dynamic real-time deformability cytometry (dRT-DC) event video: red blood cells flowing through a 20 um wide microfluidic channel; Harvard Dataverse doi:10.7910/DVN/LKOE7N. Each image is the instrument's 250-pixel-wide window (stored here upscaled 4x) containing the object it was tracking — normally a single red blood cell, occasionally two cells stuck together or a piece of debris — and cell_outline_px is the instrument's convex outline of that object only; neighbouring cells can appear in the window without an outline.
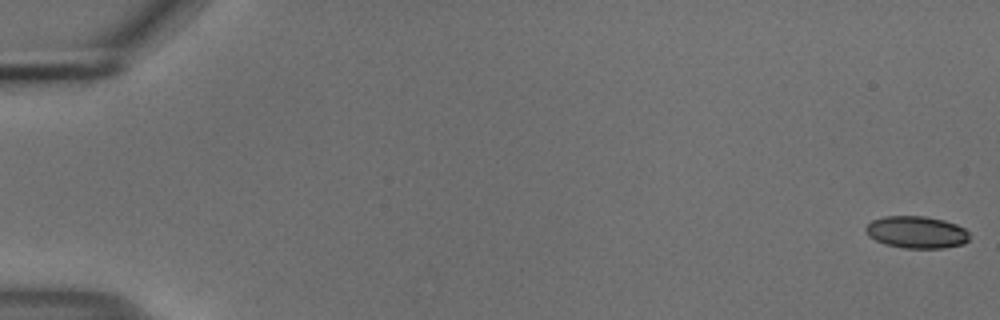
{"species": "common noctule bat (a hibernating species)", "species_latin": "Nyctalus noctula", "temperature_condition": "cold", "stored_images_in_passage": 18, "camera_frame_rate_fps": 3000, "um_per_image_px": 0.085, "animal": {"sex": "male", "body_mass_g": 18.8}, "frame": {"image": 1, "passage_image": 1, "time_ms": 0.0, "image_size_px": [1000, 320], "cell_outline_px": [[968, 240], [964, 244], [944, 248], [904, 248], [884, 244], [868, 236], [864, 228], [872, 220], [884, 216], [924, 216], [944, 220], [956, 224], [964, 228], [968, 232]], "centroid_in_image_um": [77.89, 19.74], "position_along_channel_um": 7.1, "area_um2": 19.48}}
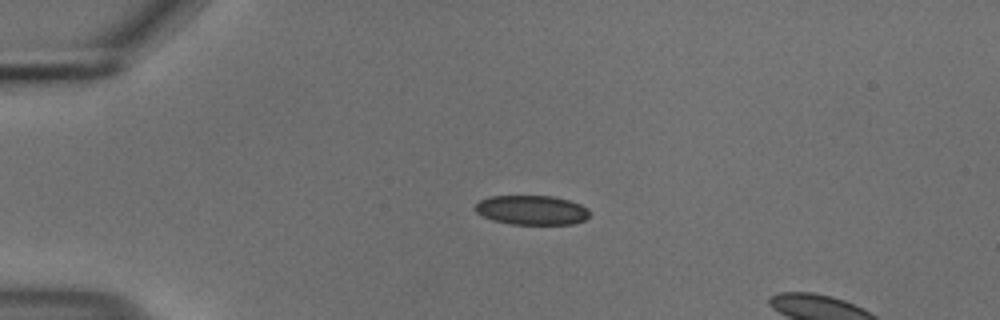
{"frame": {"image": 2, "passage_image": 14, "time_ms": 4.333, "image_size_px": [1000, 320], "cell_outline_px": [[588, 216], [584, 220], [572, 224], [512, 224], [492, 220], [476, 212], [472, 208], [480, 200], [488, 196], [552, 196], [568, 200], [580, 204], [588, 208]], "centroid_in_image_um": [45.16, 17.85], "position_along_channel_um": 39.8, "area_um2": 19.59}}